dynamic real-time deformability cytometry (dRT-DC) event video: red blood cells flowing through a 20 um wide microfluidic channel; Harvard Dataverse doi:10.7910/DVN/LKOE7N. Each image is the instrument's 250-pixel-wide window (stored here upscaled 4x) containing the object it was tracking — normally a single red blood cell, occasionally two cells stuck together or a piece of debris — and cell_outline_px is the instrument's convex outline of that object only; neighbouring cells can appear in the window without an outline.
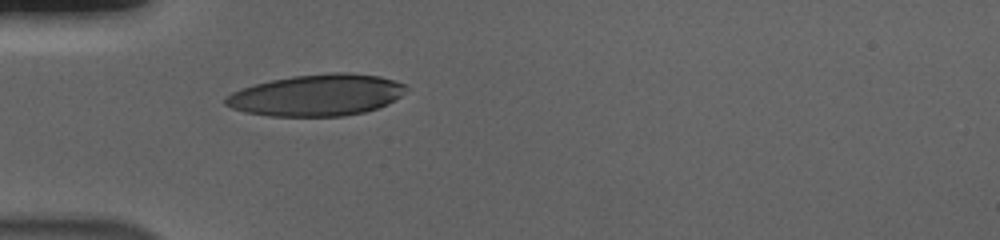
{"species": "human", "species_latin": "Homo sapiens", "temperature_condition": "cold", "stored_images_in_passage": 39, "camera_frame_rate_fps": 3000, "um_per_image_px": 0.085, "donor": {"sex": "male"}, "frame": {"image": 1, "passage_image": 1, "time_ms": 0.0, "image_size_px": [1000, 240], "cell_outline_px": [[408, 88], [400, 96], [388, 104], [364, 112], [344, 116], [268, 116], [244, 112], [232, 108], [224, 104], [224, 100], [232, 92], [256, 84], [272, 80], [292, 76], [332, 72], [348, 72], [380, 76], [408, 84]], "centroid_in_image_um": [26.96, 8.08], "position_along_channel_um": 58.0, "area_um2": 43.75}}
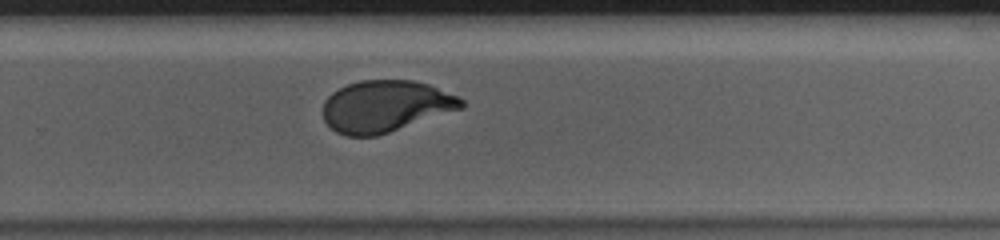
{"frame": {"image": 2, "passage_image": 21, "time_ms": 6.667, "image_size_px": [1000, 240], "cell_outline_px": [[464, 108], [376, 136], [344, 136], [336, 132], [324, 120], [320, 112], [324, 100], [332, 92], [348, 84], [360, 80], [412, 80], [428, 84], [460, 96], [464, 100]], "centroid_in_image_um": [32.75, 9.03], "position_along_channel_um": 297.0, "area_um2": 41.96}}
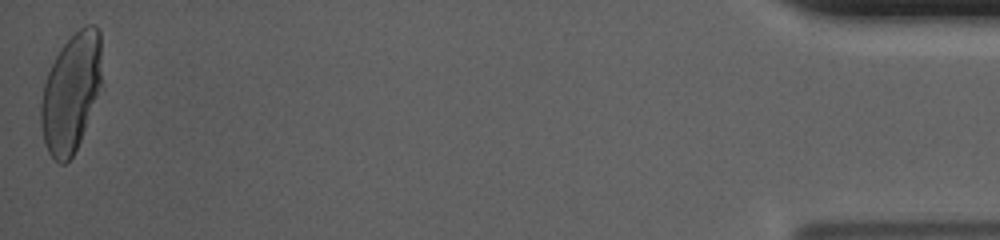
{"frame": {"image": 3, "passage_image": 39, "time_ms": 12.667, "image_size_px": [1000, 240], "cell_outline_px": [[100, 84], [96, 96], [80, 140], [72, 156], [64, 164], [60, 164], [48, 152], [44, 140], [40, 124], [40, 100], [44, 84], [48, 72], [60, 48], [80, 28], [88, 24], [96, 24], [100, 32]], "centroid_in_image_um": [6.0, 7.87], "position_along_channel_um": 429.2, "area_um2": 41.21}, "authors_computed_cell_mechanics": {"area_um2": 42.3096, "velocity_mm_per_s": 3.688, "shape_relaxation_time_tau1_ms": 5.4647, "shape_relaxation_time_tau2_ms": 0.8743, "deformation_change_tau1": 0.2188, "deformation_change_tau2": 0.0621}}